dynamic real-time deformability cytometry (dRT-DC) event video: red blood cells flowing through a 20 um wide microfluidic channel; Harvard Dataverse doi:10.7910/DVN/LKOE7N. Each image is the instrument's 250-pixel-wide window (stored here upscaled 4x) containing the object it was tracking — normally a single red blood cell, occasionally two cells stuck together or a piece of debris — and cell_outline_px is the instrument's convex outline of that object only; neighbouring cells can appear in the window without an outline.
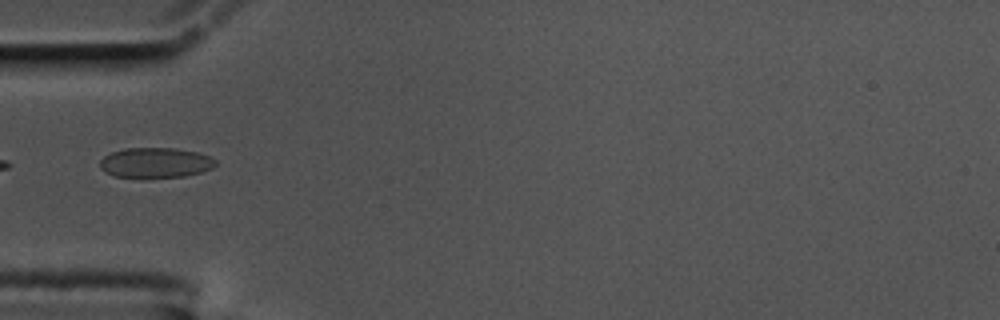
{"species": "common noctule bat (a hibernating species)", "species_latin": "Nyctalus noctula", "temperature_condition": "cold", "stored_images_in_passage": 25, "camera_frame_rate_fps": 3000, "um_per_image_px": 0.085, "animal": {"sex": "male", "body_mass_g": 17.5, "forearm_length_mm": 52.3}, "frame": {"image": 1, "passage_image": 1, "time_ms": 0.0, "image_size_px": [1000, 320], "cell_outline_px": [[216, 164], [212, 168], [200, 172], [184, 176], [112, 176], [104, 172], [100, 168], [100, 160], [104, 156], [112, 152], [124, 148], [176, 148], [196, 152], [208, 156], [216, 160]], "centroid_in_image_um": [13.19, 13.81], "position_along_channel_um": 71.8, "area_um2": 19.94}}
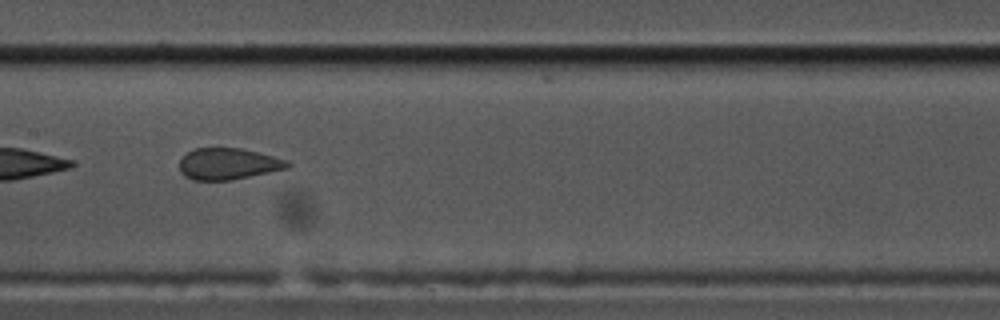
{"frame": {"image": 2, "passage_image": 11, "time_ms": 3.333, "image_size_px": [1000, 320], "cell_outline_px": [[292, 164], [288, 168], [228, 180], [192, 180], [184, 176], [180, 172], [180, 160], [188, 152], [196, 148], [244, 148], [288, 160]], "centroid_in_image_um": [19.4, 13.92], "position_along_channel_um": 188.0, "area_um2": 19.71}}